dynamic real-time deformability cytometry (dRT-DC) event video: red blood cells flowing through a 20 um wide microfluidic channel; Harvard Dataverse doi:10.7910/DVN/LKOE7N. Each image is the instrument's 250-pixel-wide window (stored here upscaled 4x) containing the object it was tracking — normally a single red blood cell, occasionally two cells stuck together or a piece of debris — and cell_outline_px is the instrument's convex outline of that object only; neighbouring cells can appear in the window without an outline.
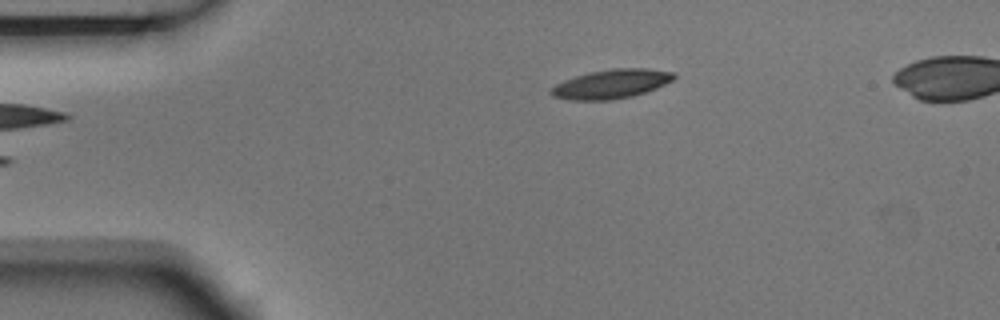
{"species": "Egyptian fruit bat (a non-hibernating species)", "species_latin": "Rousettus aegyptiacus", "temperature_condition": "room temperature", "stored_images_in_passage": 4, "camera_frame_rate_fps": 3000, "um_per_image_px": 0.085, "animal": {"sex": "male"}, "frame": {"image": 1, "passage_image": 4, "time_ms": 1.0, "image_size_px": [1000, 320], "cell_outline_px": [[676, 76], [672, 80], [656, 88], [632, 96], [608, 100], [572, 100], [552, 96], [548, 92], [556, 84], [564, 80], [588, 72], [612, 68], [648, 68], [676, 72]], "centroid_in_image_um": [51.96, 7.12], "position_along_channel_um": 33.0, "area_um2": 20.81}}